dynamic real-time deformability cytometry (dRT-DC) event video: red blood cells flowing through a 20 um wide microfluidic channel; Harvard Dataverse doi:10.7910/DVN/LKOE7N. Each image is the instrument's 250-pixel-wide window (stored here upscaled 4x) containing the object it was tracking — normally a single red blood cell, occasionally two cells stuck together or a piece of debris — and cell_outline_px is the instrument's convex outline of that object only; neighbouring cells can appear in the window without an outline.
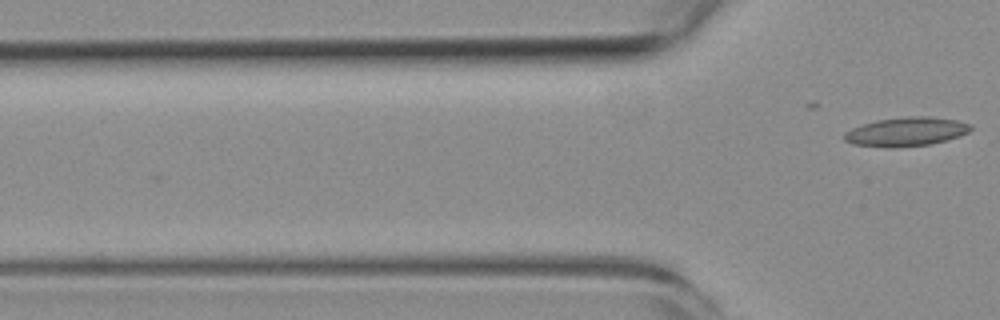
{"species": "common noctule bat (a hibernating species)", "species_latin": "Nyctalus noctula", "temperature_condition": "room temperature", "stored_images_in_passage": 3, "camera_frame_rate_fps": 3000, "um_per_image_px": 0.085, "animal": {"sex": "female", "body_mass_g": 19.3, "forearm_length_mm": 54.1}, "frame": {"image": 1, "passage_image": 3, "time_ms": 2.333, "image_size_px": [1000, 320], "cell_outline_px": [[972, 128], [968, 132], [960, 136], [932, 144], [896, 148], [884, 148], [852, 144], [844, 140], [844, 132], [852, 128], [876, 120], [908, 116], [928, 116], [956, 120], [968, 124]], "centroid_in_image_um": [76.99, 11.21], "position_along_channel_um": 48.8, "area_um2": 21.44}}